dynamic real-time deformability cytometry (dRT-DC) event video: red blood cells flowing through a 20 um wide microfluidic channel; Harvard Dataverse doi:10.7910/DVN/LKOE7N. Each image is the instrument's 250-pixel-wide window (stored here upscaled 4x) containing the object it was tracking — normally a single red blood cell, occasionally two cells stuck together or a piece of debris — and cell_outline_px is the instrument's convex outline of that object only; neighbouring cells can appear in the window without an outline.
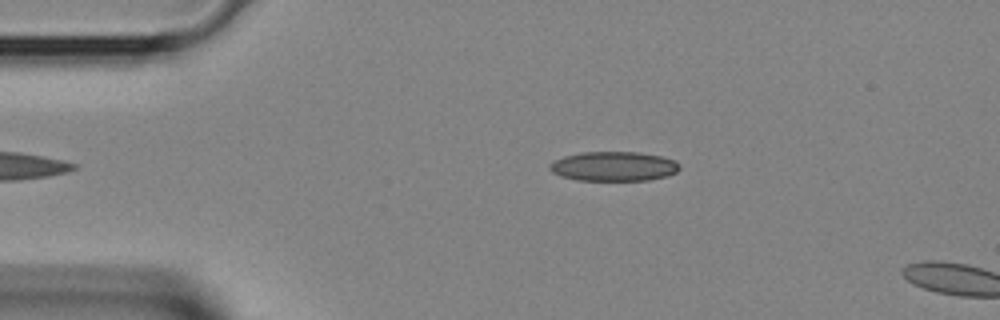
{"species": "Egyptian fruit bat (a non-hibernating species)", "species_latin": "Rousettus aegyptiacus", "temperature_condition": "room temperature", "stored_images_in_passage": 32, "camera_frame_rate_fps": 3000, "um_per_image_px": 0.085, "animal": {"sex": "female"}, "frame": {"image": 1, "passage_image": 1, "time_ms": 0.0, "image_size_px": [1000, 320], "cell_outline_px": [[680, 168], [676, 172], [668, 176], [648, 180], [576, 180], [560, 176], [552, 172], [548, 168], [548, 164], [564, 156], [584, 152], [640, 152], [660, 156], [676, 160], [680, 164]], "centroid_in_image_um": [52.18, 14.14], "position_along_channel_um": 32.8, "area_um2": 22.43}}
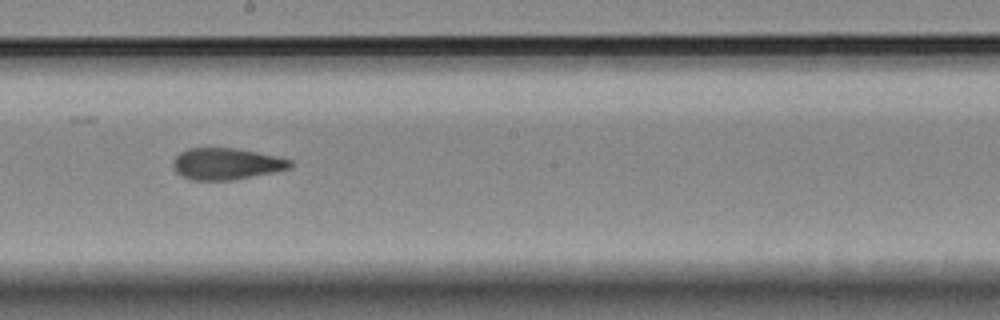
{"frame": {"image": 2, "passage_image": 15, "time_ms": 4.667, "image_size_px": [1000, 320], "cell_outline_px": [[292, 164], [288, 168], [272, 172], [232, 180], [192, 180], [180, 176], [176, 172], [172, 164], [172, 160], [180, 152], [188, 148], [232, 148], [256, 152], [276, 156], [292, 160]], "centroid_in_image_um": [19.17, 13.92], "position_along_channel_um": 229.0, "area_um2": 21.39}}
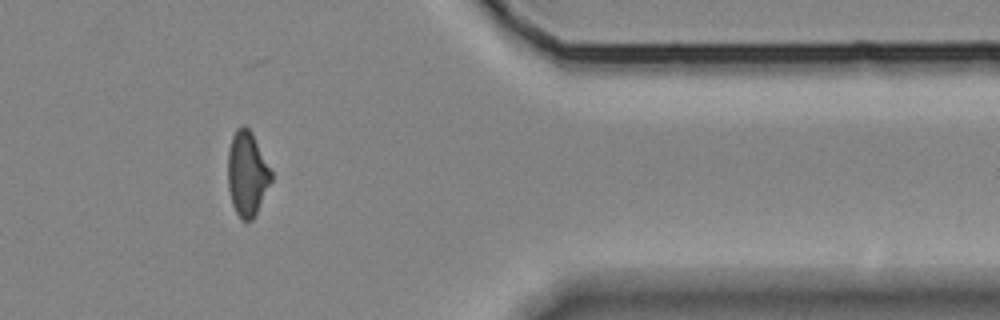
{"frame": {"image": 3, "passage_image": 26, "time_ms": 8.333, "image_size_px": [1000, 320], "cell_outline_px": [[272, 180], [252, 220], [240, 220], [232, 204], [228, 188], [228, 152], [232, 136], [236, 128], [244, 124], [252, 132], [272, 168]], "centroid_in_image_um": [21.01, 14.73], "position_along_channel_um": 390.4, "area_um2": 21.56}}